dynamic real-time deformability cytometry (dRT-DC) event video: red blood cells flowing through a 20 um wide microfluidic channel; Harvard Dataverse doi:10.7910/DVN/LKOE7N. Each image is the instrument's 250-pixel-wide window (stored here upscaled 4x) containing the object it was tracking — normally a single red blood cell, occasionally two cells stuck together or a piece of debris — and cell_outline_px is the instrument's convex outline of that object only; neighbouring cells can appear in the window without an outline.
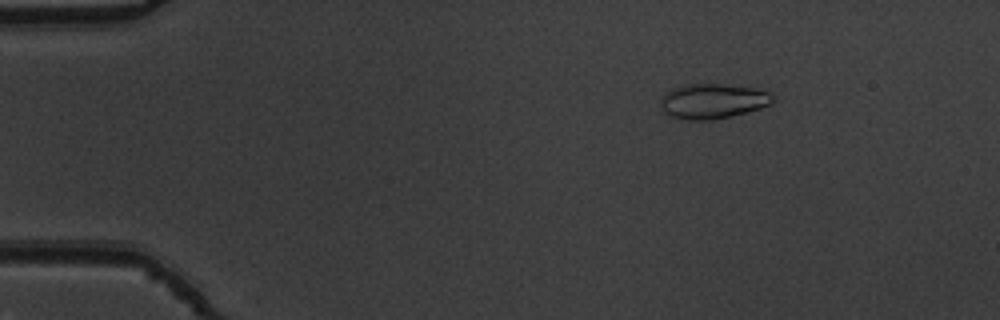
{"species": "common noctule bat (a hibernating species)", "species_latin": "Nyctalus noctula", "temperature_condition": "warm", "stored_images_in_passage": 54, "camera_frame_rate_fps": 3000, "um_per_image_px": 0.085, "animal": {"sex": "male", "body_mass_g": 19.5, "forearm_length_mm": 54.6}, "frame": {"image": 1, "passage_image": 9, "time_ms": 2.667, "image_size_px": [1000, 320], "cell_outline_px": [[776, 100], [772, 104], [760, 108], [712, 120], [688, 120], [668, 116], [660, 108], [660, 100], [672, 88], [692, 84], [724, 84], [756, 88], [772, 92]], "centroid_in_image_um": [60.62, 8.59], "position_along_channel_um": 24.4, "area_um2": 22.95}}
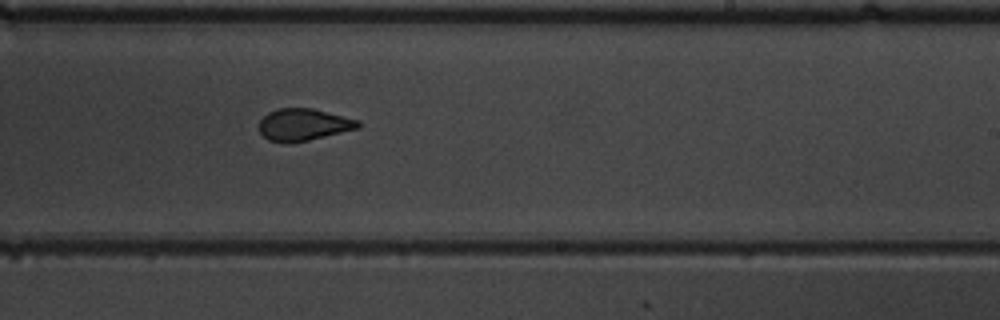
{"frame": {"image": 2, "passage_image": 34, "time_ms": 11.0, "image_size_px": [1000, 320], "cell_outline_px": [[360, 128], [308, 140], [268, 140], [260, 132], [260, 120], [268, 112], [276, 108], [312, 108], [360, 120]], "centroid_in_image_um": [25.84, 10.55], "position_along_channel_um": 263.2, "area_um2": 17.98}}
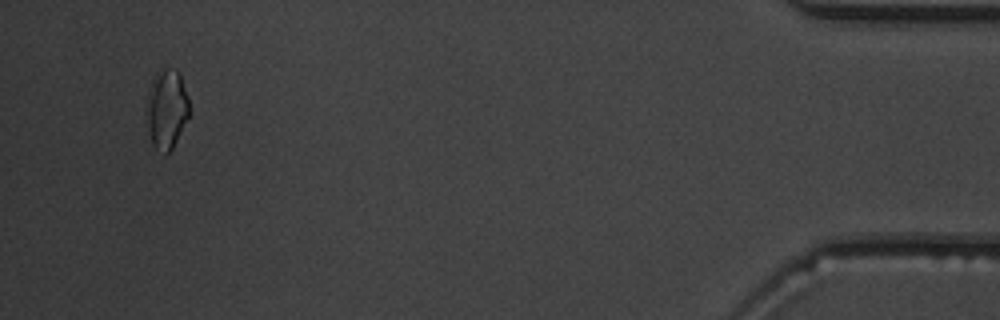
{"frame": {"image": 3, "passage_image": 52, "time_ms": 17.0, "image_size_px": [1000, 320], "cell_outline_px": [[188, 116], [172, 148], [164, 156], [152, 144], [144, 112], [148, 88], [156, 72], [164, 68], [176, 68], [180, 72], [188, 96]], "centroid_in_image_um": [14.12, 9.22], "position_along_channel_um": 421.1, "area_um2": 20.11}, "authors_computed_cell_mechanics": {"area_um2": 19.4786, "velocity_mm_per_s": 3.837, "shape_relaxation_time_tau1_ms": 6.2181, "shape_relaxation_time_tau2_ms": 1.046, "deformation_change_tau1": 0.1711, "deformation_change_tau2": 0.0524}}